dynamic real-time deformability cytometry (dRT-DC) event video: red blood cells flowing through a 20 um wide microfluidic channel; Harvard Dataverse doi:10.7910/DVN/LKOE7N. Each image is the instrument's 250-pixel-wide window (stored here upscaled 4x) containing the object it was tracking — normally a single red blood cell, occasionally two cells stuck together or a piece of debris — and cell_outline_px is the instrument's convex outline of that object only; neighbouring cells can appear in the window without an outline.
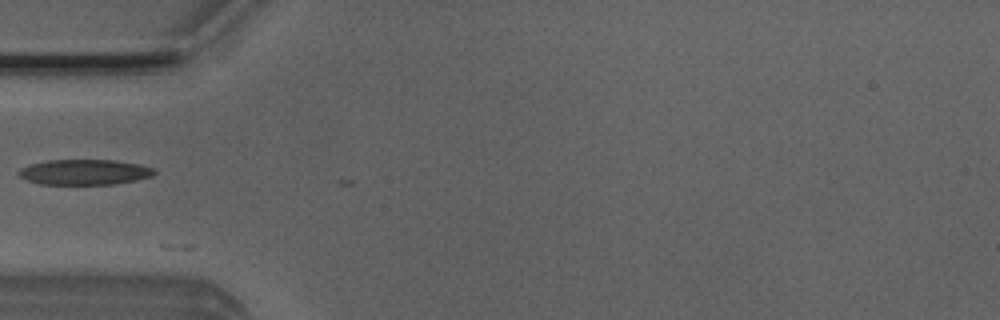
{"species": "Egyptian fruit bat (a non-hibernating species)", "species_latin": "Rousettus aegyptiacus", "temperature_condition": "room temperature", "stored_images_in_passage": 4, "camera_frame_rate_fps": 3000, "um_per_image_px": 0.085, "animal": {"sex": "male"}, "frame": {"image": 1, "passage_image": 4, "time_ms": 1.0, "image_size_px": [1000, 320], "cell_outline_px": [[156, 172], [152, 176], [136, 180], [116, 184], [40, 184], [28, 180], [20, 176], [16, 172], [20, 168], [28, 164], [48, 160], [116, 160], [140, 164], [152, 168]], "centroid_in_image_um": [7.17, 14.62], "position_along_channel_um": 77.8, "area_um2": 20.11}}